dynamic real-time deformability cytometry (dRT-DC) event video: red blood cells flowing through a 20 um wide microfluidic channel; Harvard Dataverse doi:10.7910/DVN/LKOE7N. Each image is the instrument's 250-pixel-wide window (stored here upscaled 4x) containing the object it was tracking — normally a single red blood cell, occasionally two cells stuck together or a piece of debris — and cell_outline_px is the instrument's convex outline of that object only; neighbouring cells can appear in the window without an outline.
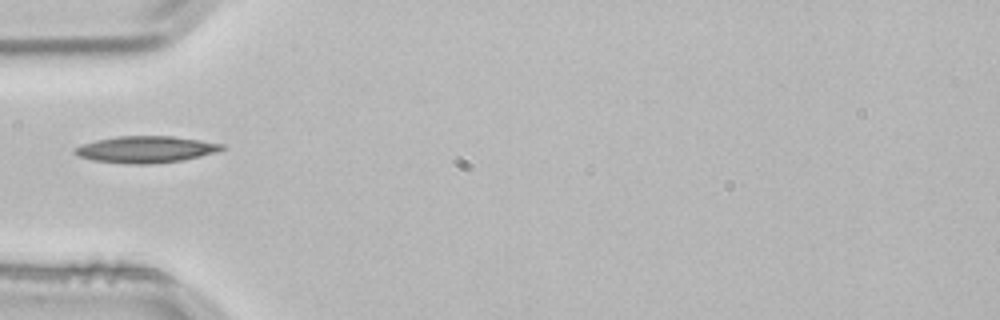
{"species": "common noctule bat (a hibernating species)", "species_latin": "Nyctalus noctula", "temperature_condition": "room temperature", "stored_images_in_passage": 1, "camera_frame_rate_fps": 3000, "um_per_image_px": 0.085, "animal": {"sex": "male", "body_mass_g": 21.5, "forearm_length_mm": 52.0}, "frame": {"image": 1, "passage_image": 1, "time_ms": 0.0, "image_size_px": [1000, 320], "cell_outline_px": [[224, 148], [216, 152], [200, 156], [180, 160], [152, 164], [128, 164], [92, 160], [80, 156], [72, 152], [72, 148], [96, 140], [116, 136], [172, 136], [200, 140], [224, 144]], "centroid_in_image_um": [12.36, 12.7], "position_along_channel_um": 72.6, "area_um2": 22.77}}